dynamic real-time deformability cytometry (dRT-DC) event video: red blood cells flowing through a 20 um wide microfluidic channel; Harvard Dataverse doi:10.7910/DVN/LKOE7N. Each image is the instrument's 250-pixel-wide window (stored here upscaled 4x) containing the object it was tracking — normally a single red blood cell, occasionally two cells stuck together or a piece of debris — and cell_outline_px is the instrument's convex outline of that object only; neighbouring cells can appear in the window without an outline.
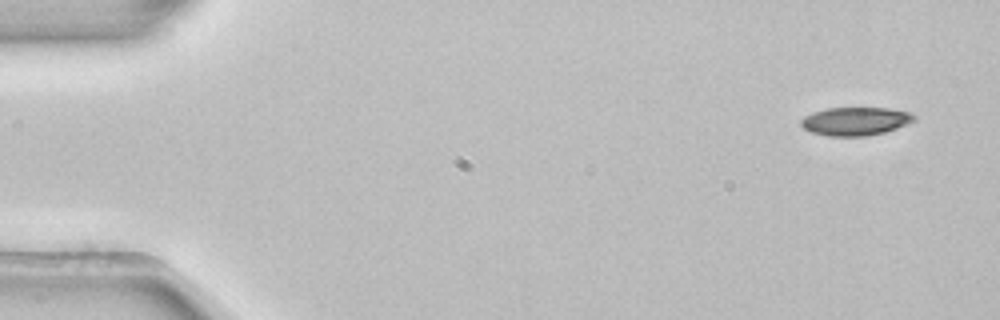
{"species": "common noctule bat (a hibernating species)", "species_latin": "Nyctalus noctula", "temperature_condition": "room temperature", "stored_images_in_passage": 3, "camera_frame_rate_fps": 3000, "um_per_image_px": 0.085, "animal": {"sex": "female", "body_mass_g": 22.7, "forearm_length_mm": 54.2}, "frame": {"image": 1, "passage_image": 1, "time_ms": 0.0, "image_size_px": [1000, 320], "cell_outline_px": [[916, 120], [896, 128], [884, 132], [864, 136], [828, 136], [808, 132], [800, 124], [800, 120], [804, 116], [812, 112], [828, 108], [888, 108], [908, 112], [916, 116]], "centroid_in_image_um": [72.66, 10.31], "position_along_channel_um": 12.3, "area_um2": 18.67}}